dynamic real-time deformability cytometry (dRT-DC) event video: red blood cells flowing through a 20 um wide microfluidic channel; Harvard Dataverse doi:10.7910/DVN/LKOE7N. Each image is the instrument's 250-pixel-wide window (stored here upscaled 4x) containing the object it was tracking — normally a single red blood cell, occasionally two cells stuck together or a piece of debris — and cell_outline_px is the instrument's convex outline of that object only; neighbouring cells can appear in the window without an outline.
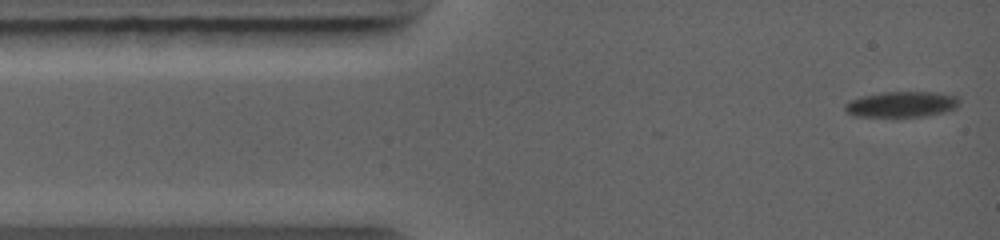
{"species": "common noctule bat (a hibernating species)", "species_latin": "Nyctalus noctula", "temperature_condition": "warm", "stored_images_in_passage": 6, "camera_frame_rate_fps": 5000, "um_per_image_px": 0.085, "animal": {"sex": "female", "body_mass_g": 19.0, "forearm_length_mm": 56.7}, "frame": {"image": 1, "passage_image": 1, "time_ms": 0.0, "image_size_px": [1000, 240], "cell_outline_px": [[960, 100], [956, 108], [944, 112], [924, 116], [856, 116], [844, 112], [844, 104], [848, 100], [860, 96], [880, 92], [936, 92], [956, 96]], "centroid_in_image_um": [76.58, 8.85], "position_along_channel_um": 8.4, "area_um2": 17.22}}
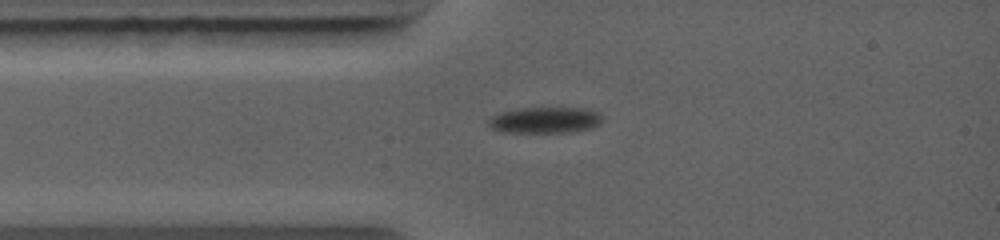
{"frame": {"image": 2, "passage_image": 4, "time_ms": 2.0, "image_size_px": [1000, 240], "cell_outline_px": [[604, 120], [600, 124], [592, 128], [572, 132], [500, 132], [492, 128], [488, 124], [488, 120], [492, 116], [500, 112], [520, 108], [584, 108], [600, 112]], "centroid_in_image_um": [46.37, 10.21], "position_along_channel_um": 38.6, "area_um2": 17.51}}
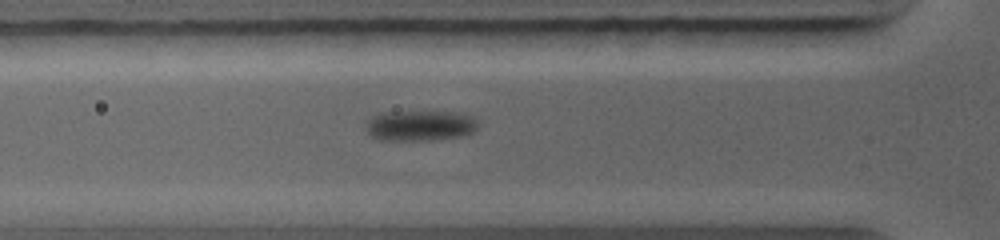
{"frame": {"image": 3, "passage_image": 6, "time_ms": 3.2, "image_size_px": [1000, 240], "cell_outline_px": [[480, 124], [472, 132], [464, 136], [432, 140], [376, 140], [368, 132], [368, 120], [372, 116], [380, 112], [452, 112], [472, 116]], "centroid_in_image_um": [35.72, 10.68], "position_along_channel_um": 90.1, "area_um2": 19.88}}